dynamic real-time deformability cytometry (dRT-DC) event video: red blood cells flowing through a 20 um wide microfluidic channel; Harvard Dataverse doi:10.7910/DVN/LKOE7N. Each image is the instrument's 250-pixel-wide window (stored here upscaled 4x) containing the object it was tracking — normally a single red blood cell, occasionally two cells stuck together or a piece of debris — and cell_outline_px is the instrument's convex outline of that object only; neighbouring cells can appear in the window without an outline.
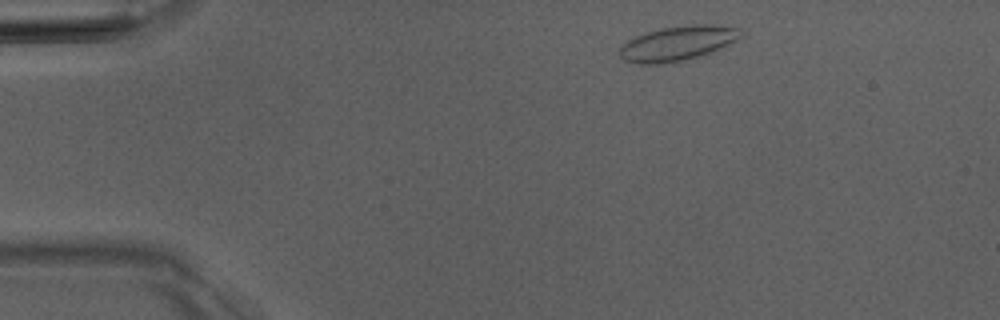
{"species": "Egyptian fruit bat (a non-hibernating species)", "species_latin": "Rousettus aegyptiacus", "temperature_condition": "room temperature", "stored_images_in_passage": 3, "camera_frame_rate_fps": 3000, "um_per_image_px": 0.085, "animal": {"sex": "male"}, "frame": {"image": 1, "passage_image": 1, "time_ms": 0.0, "image_size_px": [1000, 320], "cell_outline_px": [[740, 36], [736, 40], [712, 52], [680, 60], [660, 64], [640, 64], [624, 60], [620, 56], [620, 44], [636, 36], [660, 28], [692, 24], [720, 24], [740, 28]], "centroid_in_image_um": [57.58, 3.66], "position_along_channel_um": 27.4, "area_um2": 24.28}}